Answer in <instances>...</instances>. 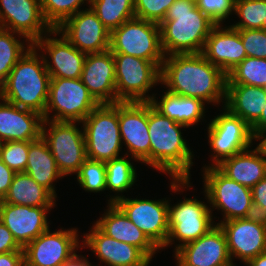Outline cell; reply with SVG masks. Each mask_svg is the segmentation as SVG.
Masks as SVG:
<instances>
[{
    "label": "cell",
    "instance_id": "14",
    "mask_svg": "<svg viewBox=\"0 0 266 266\" xmlns=\"http://www.w3.org/2000/svg\"><path fill=\"white\" fill-rule=\"evenodd\" d=\"M166 198L158 200L132 199L124 195L115 204L161 250L168 235V206Z\"/></svg>",
    "mask_w": 266,
    "mask_h": 266
},
{
    "label": "cell",
    "instance_id": "48",
    "mask_svg": "<svg viewBox=\"0 0 266 266\" xmlns=\"http://www.w3.org/2000/svg\"><path fill=\"white\" fill-rule=\"evenodd\" d=\"M253 137L256 139L261 133L266 132V103L260 118L251 126Z\"/></svg>",
    "mask_w": 266,
    "mask_h": 266
},
{
    "label": "cell",
    "instance_id": "22",
    "mask_svg": "<svg viewBox=\"0 0 266 266\" xmlns=\"http://www.w3.org/2000/svg\"><path fill=\"white\" fill-rule=\"evenodd\" d=\"M223 230L228 251L233 259L247 264L266 251V226L245 218L233 219L218 224Z\"/></svg>",
    "mask_w": 266,
    "mask_h": 266
},
{
    "label": "cell",
    "instance_id": "23",
    "mask_svg": "<svg viewBox=\"0 0 266 266\" xmlns=\"http://www.w3.org/2000/svg\"><path fill=\"white\" fill-rule=\"evenodd\" d=\"M80 79L99 104L117 103L115 62L110 50L87 54Z\"/></svg>",
    "mask_w": 266,
    "mask_h": 266
},
{
    "label": "cell",
    "instance_id": "12",
    "mask_svg": "<svg viewBox=\"0 0 266 266\" xmlns=\"http://www.w3.org/2000/svg\"><path fill=\"white\" fill-rule=\"evenodd\" d=\"M222 108V113L207 124L208 143L213 152L210 155L212 164H205V167H216L223 160L251 147L255 140L251 127L244 120L224 106Z\"/></svg>",
    "mask_w": 266,
    "mask_h": 266
},
{
    "label": "cell",
    "instance_id": "32",
    "mask_svg": "<svg viewBox=\"0 0 266 266\" xmlns=\"http://www.w3.org/2000/svg\"><path fill=\"white\" fill-rule=\"evenodd\" d=\"M124 155L105 162L106 166V189L116 192L117 195H112L108 200V204H113L120 199L121 193L127 192L137 182L136 168L134 167L131 158ZM128 158V159H127ZM120 193V194H119Z\"/></svg>",
    "mask_w": 266,
    "mask_h": 266
},
{
    "label": "cell",
    "instance_id": "10",
    "mask_svg": "<svg viewBox=\"0 0 266 266\" xmlns=\"http://www.w3.org/2000/svg\"><path fill=\"white\" fill-rule=\"evenodd\" d=\"M204 195L209 203L210 209L222 211L223 220L245 218L251 203L253 202L251 188L241 185L229 179L217 167L203 166Z\"/></svg>",
    "mask_w": 266,
    "mask_h": 266
},
{
    "label": "cell",
    "instance_id": "8",
    "mask_svg": "<svg viewBox=\"0 0 266 266\" xmlns=\"http://www.w3.org/2000/svg\"><path fill=\"white\" fill-rule=\"evenodd\" d=\"M80 122L44 119L42 138L52 153L56 166L63 176L76 174L87 160L84 130ZM48 127V128H47Z\"/></svg>",
    "mask_w": 266,
    "mask_h": 266
},
{
    "label": "cell",
    "instance_id": "27",
    "mask_svg": "<svg viewBox=\"0 0 266 266\" xmlns=\"http://www.w3.org/2000/svg\"><path fill=\"white\" fill-rule=\"evenodd\" d=\"M223 160L216 167L229 179L252 188L266 176V157L257 146Z\"/></svg>",
    "mask_w": 266,
    "mask_h": 266
},
{
    "label": "cell",
    "instance_id": "20",
    "mask_svg": "<svg viewBox=\"0 0 266 266\" xmlns=\"http://www.w3.org/2000/svg\"><path fill=\"white\" fill-rule=\"evenodd\" d=\"M55 206L32 207L0 201V220L13 234L17 243L24 248L49 227L48 213Z\"/></svg>",
    "mask_w": 266,
    "mask_h": 266
},
{
    "label": "cell",
    "instance_id": "3",
    "mask_svg": "<svg viewBox=\"0 0 266 266\" xmlns=\"http://www.w3.org/2000/svg\"><path fill=\"white\" fill-rule=\"evenodd\" d=\"M165 56L202 53L206 39L217 25L193 0H175L159 24Z\"/></svg>",
    "mask_w": 266,
    "mask_h": 266
},
{
    "label": "cell",
    "instance_id": "50",
    "mask_svg": "<svg viewBox=\"0 0 266 266\" xmlns=\"http://www.w3.org/2000/svg\"><path fill=\"white\" fill-rule=\"evenodd\" d=\"M245 266H266V251L251 259Z\"/></svg>",
    "mask_w": 266,
    "mask_h": 266
},
{
    "label": "cell",
    "instance_id": "43",
    "mask_svg": "<svg viewBox=\"0 0 266 266\" xmlns=\"http://www.w3.org/2000/svg\"><path fill=\"white\" fill-rule=\"evenodd\" d=\"M11 251H23V248L17 243L13 234L0 220V254Z\"/></svg>",
    "mask_w": 266,
    "mask_h": 266
},
{
    "label": "cell",
    "instance_id": "29",
    "mask_svg": "<svg viewBox=\"0 0 266 266\" xmlns=\"http://www.w3.org/2000/svg\"><path fill=\"white\" fill-rule=\"evenodd\" d=\"M151 95L153 96L150 101L152 106L162 115L167 116L176 123L189 128L204 119L206 103L200 99L179 96L167 90L159 101L156 98V94L153 93Z\"/></svg>",
    "mask_w": 266,
    "mask_h": 266
},
{
    "label": "cell",
    "instance_id": "30",
    "mask_svg": "<svg viewBox=\"0 0 266 266\" xmlns=\"http://www.w3.org/2000/svg\"><path fill=\"white\" fill-rule=\"evenodd\" d=\"M24 172L57 198L53 184L64 176L59 172L55 159L42 136L37 140L29 141L27 165Z\"/></svg>",
    "mask_w": 266,
    "mask_h": 266
},
{
    "label": "cell",
    "instance_id": "26",
    "mask_svg": "<svg viewBox=\"0 0 266 266\" xmlns=\"http://www.w3.org/2000/svg\"><path fill=\"white\" fill-rule=\"evenodd\" d=\"M94 224L107 236L140 248L151 260L160 250L115 204H108L104 214Z\"/></svg>",
    "mask_w": 266,
    "mask_h": 266
},
{
    "label": "cell",
    "instance_id": "18",
    "mask_svg": "<svg viewBox=\"0 0 266 266\" xmlns=\"http://www.w3.org/2000/svg\"><path fill=\"white\" fill-rule=\"evenodd\" d=\"M56 30L86 54L109 50L110 31L89 6L65 20Z\"/></svg>",
    "mask_w": 266,
    "mask_h": 266
},
{
    "label": "cell",
    "instance_id": "31",
    "mask_svg": "<svg viewBox=\"0 0 266 266\" xmlns=\"http://www.w3.org/2000/svg\"><path fill=\"white\" fill-rule=\"evenodd\" d=\"M55 199L46 188L39 185L26 172H16L2 201L8 204L38 207L56 206Z\"/></svg>",
    "mask_w": 266,
    "mask_h": 266
},
{
    "label": "cell",
    "instance_id": "47",
    "mask_svg": "<svg viewBox=\"0 0 266 266\" xmlns=\"http://www.w3.org/2000/svg\"><path fill=\"white\" fill-rule=\"evenodd\" d=\"M253 202L263 206L266 211V176L251 188Z\"/></svg>",
    "mask_w": 266,
    "mask_h": 266
},
{
    "label": "cell",
    "instance_id": "13",
    "mask_svg": "<svg viewBox=\"0 0 266 266\" xmlns=\"http://www.w3.org/2000/svg\"><path fill=\"white\" fill-rule=\"evenodd\" d=\"M50 228L23 248L24 266H60L82 248L78 229ZM80 244V245H79Z\"/></svg>",
    "mask_w": 266,
    "mask_h": 266
},
{
    "label": "cell",
    "instance_id": "34",
    "mask_svg": "<svg viewBox=\"0 0 266 266\" xmlns=\"http://www.w3.org/2000/svg\"><path fill=\"white\" fill-rule=\"evenodd\" d=\"M19 37L20 39L23 38V42L19 40ZM31 46L32 44L24 36L0 28V86L6 81L18 60Z\"/></svg>",
    "mask_w": 266,
    "mask_h": 266
},
{
    "label": "cell",
    "instance_id": "40",
    "mask_svg": "<svg viewBox=\"0 0 266 266\" xmlns=\"http://www.w3.org/2000/svg\"><path fill=\"white\" fill-rule=\"evenodd\" d=\"M175 0H134L135 17L160 24Z\"/></svg>",
    "mask_w": 266,
    "mask_h": 266
},
{
    "label": "cell",
    "instance_id": "1",
    "mask_svg": "<svg viewBox=\"0 0 266 266\" xmlns=\"http://www.w3.org/2000/svg\"><path fill=\"white\" fill-rule=\"evenodd\" d=\"M226 81L227 75L202 53L165 56L161 67L160 83L168 92L207 104L225 105Z\"/></svg>",
    "mask_w": 266,
    "mask_h": 266
},
{
    "label": "cell",
    "instance_id": "49",
    "mask_svg": "<svg viewBox=\"0 0 266 266\" xmlns=\"http://www.w3.org/2000/svg\"><path fill=\"white\" fill-rule=\"evenodd\" d=\"M60 266H95L89 260L87 257L83 255L77 254V251L75 254H73L64 264H61ZM97 266H103V265H97Z\"/></svg>",
    "mask_w": 266,
    "mask_h": 266
},
{
    "label": "cell",
    "instance_id": "15",
    "mask_svg": "<svg viewBox=\"0 0 266 266\" xmlns=\"http://www.w3.org/2000/svg\"><path fill=\"white\" fill-rule=\"evenodd\" d=\"M118 123L122 145L128 149L123 155L150 167L148 102H118Z\"/></svg>",
    "mask_w": 266,
    "mask_h": 266
},
{
    "label": "cell",
    "instance_id": "24",
    "mask_svg": "<svg viewBox=\"0 0 266 266\" xmlns=\"http://www.w3.org/2000/svg\"><path fill=\"white\" fill-rule=\"evenodd\" d=\"M202 54L226 75L247 57L239 31L222 24L212 29Z\"/></svg>",
    "mask_w": 266,
    "mask_h": 266
},
{
    "label": "cell",
    "instance_id": "16",
    "mask_svg": "<svg viewBox=\"0 0 266 266\" xmlns=\"http://www.w3.org/2000/svg\"><path fill=\"white\" fill-rule=\"evenodd\" d=\"M0 28L24 36L32 45L53 30L44 19L41 0H0Z\"/></svg>",
    "mask_w": 266,
    "mask_h": 266
},
{
    "label": "cell",
    "instance_id": "45",
    "mask_svg": "<svg viewBox=\"0 0 266 266\" xmlns=\"http://www.w3.org/2000/svg\"><path fill=\"white\" fill-rule=\"evenodd\" d=\"M0 266H24V252L11 251L0 254Z\"/></svg>",
    "mask_w": 266,
    "mask_h": 266
},
{
    "label": "cell",
    "instance_id": "4",
    "mask_svg": "<svg viewBox=\"0 0 266 266\" xmlns=\"http://www.w3.org/2000/svg\"><path fill=\"white\" fill-rule=\"evenodd\" d=\"M51 76L41 53L32 45L0 86V98L44 115Z\"/></svg>",
    "mask_w": 266,
    "mask_h": 266
},
{
    "label": "cell",
    "instance_id": "51",
    "mask_svg": "<svg viewBox=\"0 0 266 266\" xmlns=\"http://www.w3.org/2000/svg\"><path fill=\"white\" fill-rule=\"evenodd\" d=\"M256 140H261L257 146L260 148L264 156L266 157V132L261 133L256 139Z\"/></svg>",
    "mask_w": 266,
    "mask_h": 266
},
{
    "label": "cell",
    "instance_id": "46",
    "mask_svg": "<svg viewBox=\"0 0 266 266\" xmlns=\"http://www.w3.org/2000/svg\"><path fill=\"white\" fill-rule=\"evenodd\" d=\"M245 219L259 223L266 226V211L263 206L252 202L249 207Z\"/></svg>",
    "mask_w": 266,
    "mask_h": 266
},
{
    "label": "cell",
    "instance_id": "36",
    "mask_svg": "<svg viewBox=\"0 0 266 266\" xmlns=\"http://www.w3.org/2000/svg\"><path fill=\"white\" fill-rule=\"evenodd\" d=\"M234 14L240 20L232 28L266 30V0H236Z\"/></svg>",
    "mask_w": 266,
    "mask_h": 266
},
{
    "label": "cell",
    "instance_id": "19",
    "mask_svg": "<svg viewBox=\"0 0 266 266\" xmlns=\"http://www.w3.org/2000/svg\"><path fill=\"white\" fill-rule=\"evenodd\" d=\"M174 258L177 266H230L234 263L225 234L217 224L204 236L178 248Z\"/></svg>",
    "mask_w": 266,
    "mask_h": 266
},
{
    "label": "cell",
    "instance_id": "6",
    "mask_svg": "<svg viewBox=\"0 0 266 266\" xmlns=\"http://www.w3.org/2000/svg\"><path fill=\"white\" fill-rule=\"evenodd\" d=\"M109 50L153 62L160 70L165 58L160 25L137 17L110 32Z\"/></svg>",
    "mask_w": 266,
    "mask_h": 266
},
{
    "label": "cell",
    "instance_id": "44",
    "mask_svg": "<svg viewBox=\"0 0 266 266\" xmlns=\"http://www.w3.org/2000/svg\"><path fill=\"white\" fill-rule=\"evenodd\" d=\"M15 174L16 172L2 161L0 154V201L6 196Z\"/></svg>",
    "mask_w": 266,
    "mask_h": 266
},
{
    "label": "cell",
    "instance_id": "21",
    "mask_svg": "<svg viewBox=\"0 0 266 266\" xmlns=\"http://www.w3.org/2000/svg\"><path fill=\"white\" fill-rule=\"evenodd\" d=\"M90 229L83 234L81 246L89 248L105 266H149L152 261L140 248L107 236L95 224Z\"/></svg>",
    "mask_w": 266,
    "mask_h": 266
},
{
    "label": "cell",
    "instance_id": "25",
    "mask_svg": "<svg viewBox=\"0 0 266 266\" xmlns=\"http://www.w3.org/2000/svg\"><path fill=\"white\" fill-rule=\"evenodd\" d=\"M0 143L34 141L42 135L43 115L0 98Z\"/></svg>",
    "mask_w": 266,
    "mask_h": 266
},
{
    "label": "cell",
    "instance_id": "33",
    "mask_svg": "<svg viewBox=\"0 0 266 266\" xmlns=\"http://www.w3.org/2000/svg\"><path fill=\"white\" fill-rule=\"evenodd\" d=\"M90 7L110 32L135 17L134 0H91Z\"/></svg>",
    "mask_w": 266,
    "mask_h": 266
},
{
    "label": "cell",
    "instance_id": "7",
    "mask_svg": "<svg viewBox=\"0 0 266 266\" xmlns=\"http://www.w3.org/2000/svg\"><path fill=\"white\" fill-rule=\"evenodd\" d=\"M98 105L80 78L51 77L43 118L81 123Z\"/></svg>",
    "mask_w": 266,
    "mask_h": 266
},
{
    "label": "cell",
    "instance_id": "11",
    "mask_svg": "<svg viewBox=\"0 0 266 266\" xmlns=\"http://www.w3.org/2000/svg\"><path fill=\"white\" fill-rule=\"evenodd\" d=\"M211 208L203 201L196 198H186L177 204L168 206L169 235L165 245L161 248L172 246L175 240L174 252L184 244L204 236L212 227L213 221Z\"/></svg>",
    "mask_w": 266,
    "mask_h": 266
},
{
    "label": "cell",
    "instance_id": "39",
    "mask_svg": "<svg viewBox=\"0 0 266 266\" xmlns=\"http://www.w3.org/2000/svg\"><path fill=\"white\" fill-rule=\"evenodd\" d=\"M29 141H7L0 143L2 161L15 172H24L27 165Z\"/></svg>",
    "mask_w": 266,
    "mask_h": 266
},
{
    "label": "cell",
    "instance_id": "41",
    "mask_svg": "<svg viewBox=\"0 0 266 266\" xmlns=\"http://www.w3.org/2000/svg\"><path fill=\"white\" fill-rule=\"evenodd\" d=\"M236 0H197L196 6L217 25L235 12Z\"/></svg>",
    "mask_w": 266,
    "mask_h": 266
},
{
    "label": "cell",
    "instance_id": "28",
    "mask_svg": "<svg viewBox=\"0 0 266 266\" xmlns=\"http://www.w3.org/2000/svg\"><path fill=\"white\" fill-rule=\"evenodd\" d=\"M266 103V88L242 84H226L227 108L250 127L260 118Z\"/></svg>",
    "mask_w": 266,
    "mask_h": 266
},
{
    "label": "cell",
    "instance_id": "38",
    "mask_svg": "<svg viewBox=\"0 0 266 266\" xmlns=\"http://www.w3.org/2000/svg\"><path fill=\"white\" fill-rule=\"evenodd\" d=\"M77 182L87 192L98 193L106 189V166L103 161L87 159L76 173Z\"/></svg>",
    "mask_w": 266,
    "mask_h": 266
},
{
    "label": "cell",
    "instance_id": "2",
    "mask_svg": "<svg viewBox=\"0 0 266 266\" xmlns=\"http://www.w3.org/2000/svg\"><path fill=\"white\" fill-rule=\"evenodd\" d=\"M183 128L188 127L162 115L148 102L150 166L172 178L170 189L174 193L191 188L194 154L182 135Z\"/></svg>",
    "mask_w": 266,
    "mask_h": 266
},
{
    "label": "cell",
    "instance_id": "17",
    "mask_svg": "<svg viewBox=\"0 0 266 266\" xmlns=\"http://www.w3.org/2000/svg\"><path fill=\"white\" fill-rule=\"evenodd\" d=\"M51 35H58L60 38L51 37ZM33 46L42 53L41 55L44 59L45 67L51 77L72 79L81 78L87 54L75 48L56 29L45 34L42 38L36 41ZM47 55L49 57H47Z\"/></svg>",
    "mask_w": 266,
    "mask_h": 266
},
{
    "label": "cell",
    "instance_id": "5",
    "mask_svg": "<svg viewBox=\"0 0 266 266\" xmlns=\"http://www.w3.org/2000/svg\"><path fill=\"white\" fill-rule=\"evenodd\" d=\"M81 123L87 159L106 162L121 157L118 103L99 104Z\"/></svg>",
    "mask_w": 266,
    "mask_h": 266
},
{
    "label": "cell",
    "instance_id": "35",
    "mask_svg": "<svg viewBox=\"0 0 266 266\" xmlns=\"http://www.w3.org/2000/svg\"><path fill=\"white\" fill-rule=\"evenodd\" d=\"M226 84L266 88V59L246 57L227 74Z\"/></svg>",
    "mask_w": 266,
    "mask_h": 266
},
{
    "label": "cell",
    "instance_id": "42",
    "mask_svg": "<svg viewBox=\"0 0 266 266\" xmlns=\"http://www.w3.org/2000/svg\"><path fill=\"white\" fill-rule=\"evenodd\" d=\"M240 33L241 41L247 57L266 59V30L236 29Z\"/></svg>",
    "mask_w": 266,
    "mask_h": 266
},
{
    "label": "cell",
    "instance_id": "37",
    "mask_svg": "<svg viewBox=\"0 0 266 266\" xmlns=\"http://www.w3.org/2000/svg\"><path fill=\"white\" fill-rule=\"evenodd\" d=\"M85 3L90 7L91 0H41V10L50 27L57 29L65 20L80 11Z\"/></svg>",
    "mask_w": 266,
    "mask_h": 266
},
{
    "label": "cell",
    "instance_id": "9",
    "mask_svg": "<svg viewBox=\"0 0 266 266\" xmlns=\"http://www.w3.org/2000/svg\"><path fill=\"white\" fill-rule=\"evenodd\" d=\"M113 58L117 103L150 102L149 91L160 84L161 70L149 60L127 54L113 53Z\"/></svg>",
    "mask_w": 266,
    "mask_h": 266
}]
</instances>
